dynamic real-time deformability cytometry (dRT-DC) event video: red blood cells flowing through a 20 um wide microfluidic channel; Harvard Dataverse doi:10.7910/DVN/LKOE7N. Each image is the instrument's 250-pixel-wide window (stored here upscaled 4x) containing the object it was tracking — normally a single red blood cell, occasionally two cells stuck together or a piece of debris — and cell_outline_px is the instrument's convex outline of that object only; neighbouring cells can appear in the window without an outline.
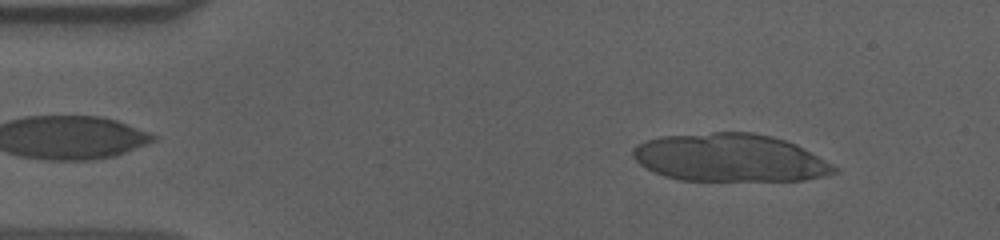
{"species": "human", "species_latin": "Homo sapiens", "temperature_condition": "cold", "stored_images_in_passage": 15, "camera_frame_rate_fps": 3000, "um_per_image_px": 0.085, "donor": {"sex": "male"}, "frame": {"image": 1, "passage_image": 5, "time_ms": 1.333, "image_size_px": [1000, 240], "cell_outline_px": [[840, 172], [804, 180], [680, 180], [664, 176], [644, 168], [632, 156], [632, 148], [636, 144], [660, 136], [712, 132], [752, 132], [772, 136], [796, 144], [840, 168]], "centroid_in_image_um": [62.03, 13.4], "position_along_channel_um": 23.0, "area_um2": 56.3}}